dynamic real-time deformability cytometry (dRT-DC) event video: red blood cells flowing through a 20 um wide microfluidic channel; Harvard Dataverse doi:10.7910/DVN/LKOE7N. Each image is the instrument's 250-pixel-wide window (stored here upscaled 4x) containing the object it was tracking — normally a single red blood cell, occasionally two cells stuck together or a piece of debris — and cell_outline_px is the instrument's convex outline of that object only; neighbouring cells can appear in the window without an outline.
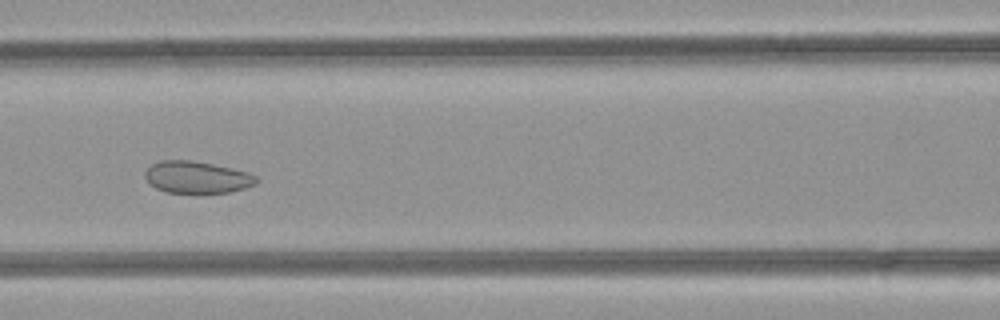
{"species": "common noctule bat (a hibernating species)", "species_latin": "Nyctalus noctula", "temperature_condition": "room temperature", "stored_images_in_passage": 48, "camera_frame_rate_fps": 3000, "um_per_image_px": 0.085, "animal": {"sex": "female", "body_mass_g": 21.9}, "frame": {"image": 1, "passage_image": 20, "time_ms": 6.333, "image_size_px": [1000, 320], "cell_outline_px": [[260, 180], [256, 184], [244, 188], [228, 192], [200, 196], [164, 192], [148, 184], [144, 176], [144, 172], [152, 164], [160, 160], [192, 160], [232, 168], [248, 172], [256, 176]], "centroid_in_image_um": [16.72, 15.11], "position_along_channel_um": 149.9, "area_um2": 21.68}}
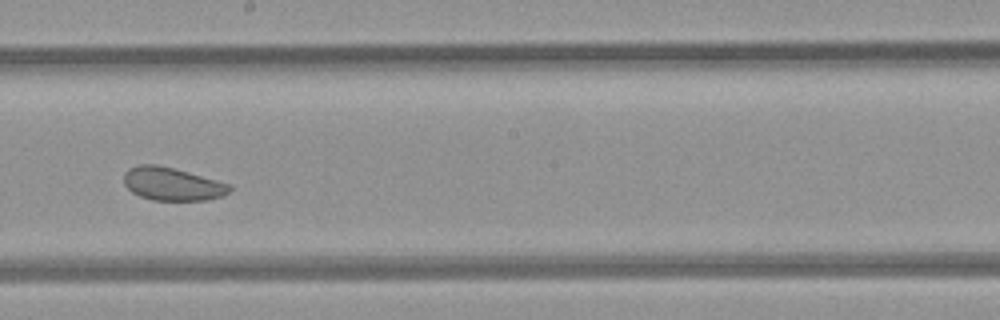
{"frame": {"image": 2, "passage_image": 26, "time_ms": 8.333, "image_size_px": [1000, 320], "cell_outline_px": [[232, 188], [228, 192], [220, 196], [208, 200], [152, 200], [140, 196], [132, 192], [124, 184], [124, 172], [128, 168], [140, 164], [156, 164], [172, 168], [232, 184]], "centroid_in_image_um": [14.62, 15.63], "position_along_channel_um": 233.6, "area_um2": 20.29}}
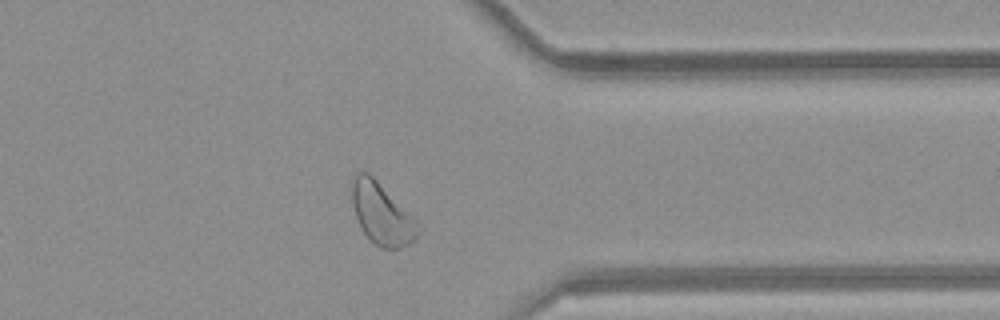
{"frame": {"image": 3, "passage_image": 37, "time_ms": 12.0, "image_size_px": [1000, 320], "cell_outline_px": [[420, 232], [408, 244], [400, 248], [380, 248], [364, 232], [356, 216], [352, 204], [352, 176], [356, 172], [368, 172], [376, 180], [420, 228]], "centroid_in_image_um": [32.38, 18.17], "position_along_channel_um": 379.0, "area_um2": 22.48}}